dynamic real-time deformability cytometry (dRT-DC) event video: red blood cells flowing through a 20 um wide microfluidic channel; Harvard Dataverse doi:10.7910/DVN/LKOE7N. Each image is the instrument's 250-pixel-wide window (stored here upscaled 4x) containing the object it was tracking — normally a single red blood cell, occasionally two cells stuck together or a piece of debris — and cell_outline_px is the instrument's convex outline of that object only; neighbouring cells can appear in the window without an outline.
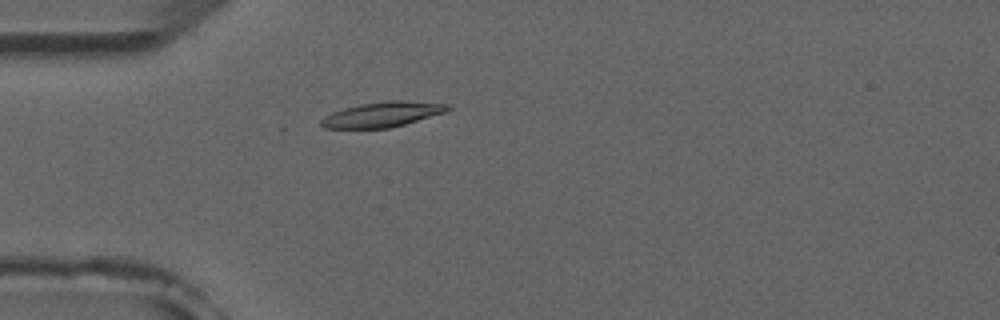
{"species": "common noctule bat (a hibernating species)", "species_latin": "Nyctalus noctula", "temperature_condition": "room temperature", "stored_images_in_passage": 4, "camera_frame_rate_fps": 3000, "um_per_image_px": 0.085, "animal": {"sex": "male", "forearm_length_mm": 52.5}, "frame": {"image": 1, "passage_image": 4, "time_ms": 3.667, "image_size_px": [1000, 320], "cell_outline_px": [[452, 108], [448, 112], [404, 124], [388, 128], [324, 128], [320, 124], [320, 120], [324, 116], [332, 112], [344, 108], [360, 104], [388, 100], [404, 100], [448, 104]], "centroid_in_image_um": [32.53, 9.72], "position_along_channel_um": 52.5, "area_um2": 18.61}}